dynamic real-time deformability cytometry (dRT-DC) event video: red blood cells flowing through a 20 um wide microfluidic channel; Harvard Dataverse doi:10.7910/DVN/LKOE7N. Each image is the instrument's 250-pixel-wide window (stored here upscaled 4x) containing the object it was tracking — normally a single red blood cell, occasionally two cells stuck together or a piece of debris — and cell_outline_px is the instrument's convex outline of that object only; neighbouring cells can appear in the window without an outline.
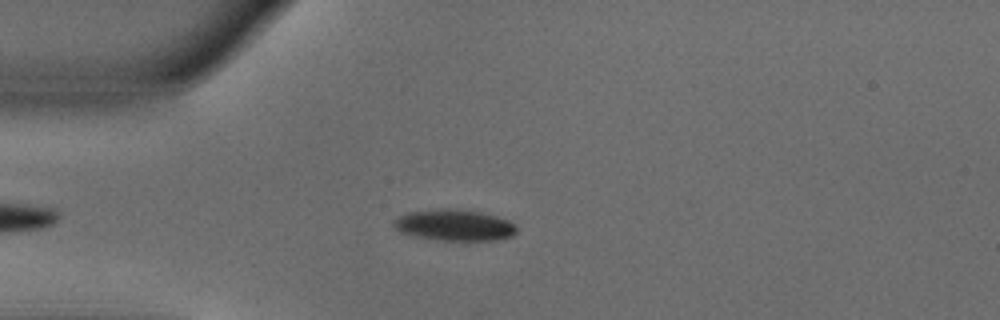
{"species": "common noctule bat (a hibernating species)", "species_latin": "Nyctalus noctula", "temperature_condition": "warm", "stored_images_in_passage": 40, "camera_frame_rate_fps": 3000, "um_per_image_px": 0.085, "animal": {"sex": "male", "body_mass_g": 18.8}, "frame": {"image": 1, "passage_image": 5, "time_ms": 1.333, "image_size_px": [1000, 320], "cell_outline_px": [[516, 232], [512, 236], [496, 240], [440, 240], [416, 236], [400, 232], [392, 224], [392, 220], [408, 212], [444, 208], [448, 208], [480, 212], [496, 216], [508, 220], [516, 224]], "centroid_in_image_um": [38.63, 19.13], "position_along_channel_um": 46.4, "area_um2": 22.25}}
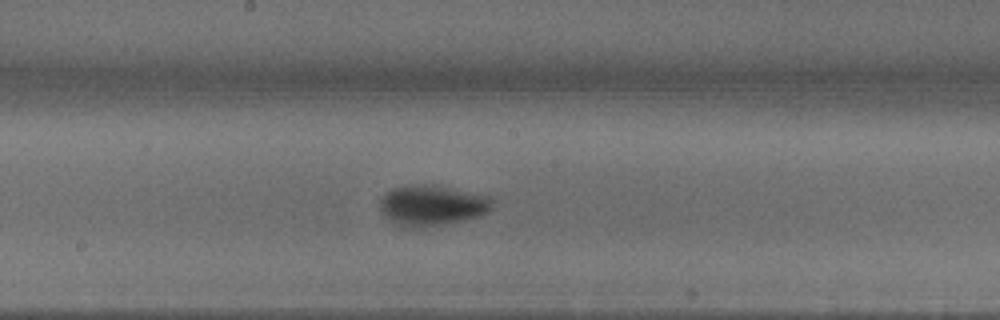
{"frame": {"image": 2, "passage_image": 19, "time_ms": 6.0, "image_size_px": [1000, 320], "cell_outline_px": [[492, 208], [488, 212], [480, 216], [464, 220], [424, 228], [400, 228], [392, 224], [384, 216], [380, 208], [380, 200], [392, 188], [408, 184], [432, 184], [492, 196]], "centroid_in_image_um": [36.7, 17.47], "position_along_channel_um": 211.5, "area_um2": 27.22}}
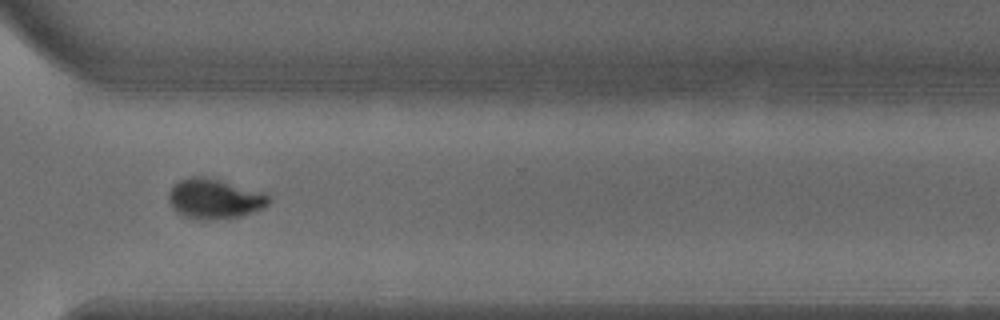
{"frame": {"image": 3, "passage_image": 30, "time_ms": 9.667, "image_size_px": [1000, 320], "cell_outline_px": [[272, 200], [264, 208], [240, 216], [200, 220], [184, 216], [176, 212], [172, 208], [168, 200], [168, 192], [180, 180], [188, 176], [208, 176], [268, 192], [272, 196]], "centroid_in_image_um": [18.29, 16.86], "position_along_channel_um": 352.3, "area_um2": 23.87}, "authors_computed_cell_mechanics": {"area_um2": 23.8425, "velocity_mm_per_s": 3.8495, "shape_relaxation_time_tau1_ms": 3.3453, "shape_relaxation_time_tau2_ms": null, "deformation_change_tau1": 0.1749, "deformation_change_tau2": null}}